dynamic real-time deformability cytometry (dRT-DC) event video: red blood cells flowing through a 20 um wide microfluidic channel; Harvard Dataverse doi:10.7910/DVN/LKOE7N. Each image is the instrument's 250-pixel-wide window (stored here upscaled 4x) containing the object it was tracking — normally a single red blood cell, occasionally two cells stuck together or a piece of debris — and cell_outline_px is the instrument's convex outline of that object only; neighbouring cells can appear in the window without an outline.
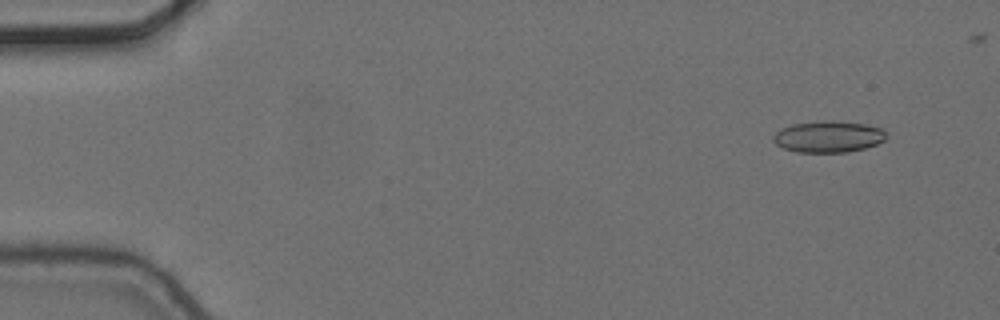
{"species": "common noctule bat (a hibernating species)", "species_latin": "Nyctalus noctula", "temperature_condition": "cold", "stored_images_in_passage": 8, "camera_frame_rate_fps": 3000, "um_per_image_px": 0.085, "animal": {"sex": "female", "body_mass_g": 24.6, "forearm_length_mm": 56.2}, "frame": {"image": 1, "passage_image": 2, "time_ms": 0.333, "image_size_px": [1000, 320], "cell_outline_px": [[884, 140], [876, 144], [864, 148], [848, 152], [796, 152], [784, 148], [776, 144], [772, 140], [772, 136], [780, 128], [792, 124], [828, 120], [832, 120], [864, 124], [880, 128], [884, 132]], "centroid_in_image_um": [70.35, 11.62], "position_along_channel_um": 14.7, "area_um2": 20.58}}
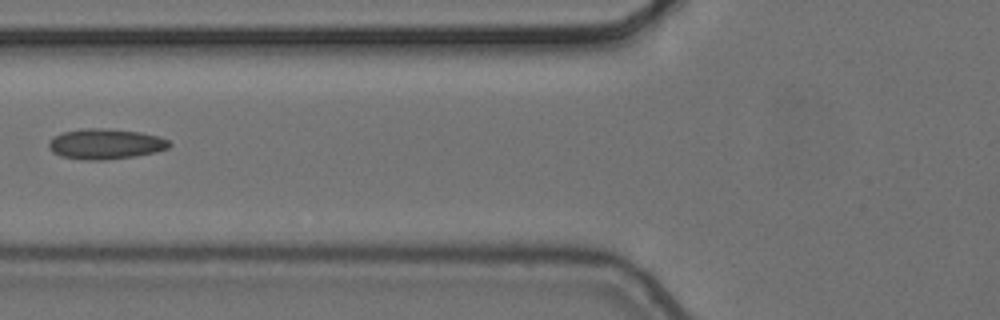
{"frame": {"image": 2, "passage_image": 7, "time_ms": 2.0, "image_size_px": [1000, 320], "cell_outline_px": [[172, 144], [168, 148], [156, 152], [136, 156], [104, 160], [84, 160], [60, 156], [52, 152], [48, 148], [48, 144], [52, 136], [64, 132], [88, 128], [100, 128], [140, 132], [160, 136], [168, 140]], "centroid_in_image_um": [8.96, 12.24], "position_along_channel_um": 116.8, "area_um2": 21.44}}
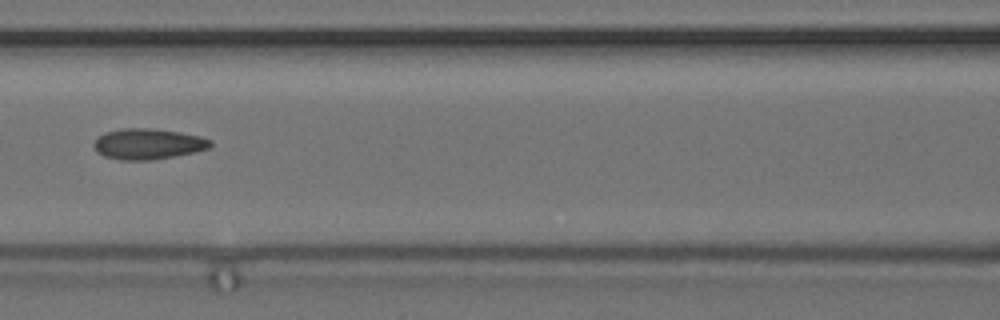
{"frame": {"image": 3, "passage_image": 8, "time_ms": 2.333, "image_size_px": [1000, 320], "cell_outline_px": [[212, 144], [208, 148], [192, 152], [152, 160], [120, 160], [104, 156], [96, 152], [92, 144], [104, 132], [124, 128], [148, 128], [180, 132], [200, 136], [212, 140]], "centroid_in_image_um": [12.55, 12.23], "position_along_channel_um": 154.1, "area_um2": 20.75}}